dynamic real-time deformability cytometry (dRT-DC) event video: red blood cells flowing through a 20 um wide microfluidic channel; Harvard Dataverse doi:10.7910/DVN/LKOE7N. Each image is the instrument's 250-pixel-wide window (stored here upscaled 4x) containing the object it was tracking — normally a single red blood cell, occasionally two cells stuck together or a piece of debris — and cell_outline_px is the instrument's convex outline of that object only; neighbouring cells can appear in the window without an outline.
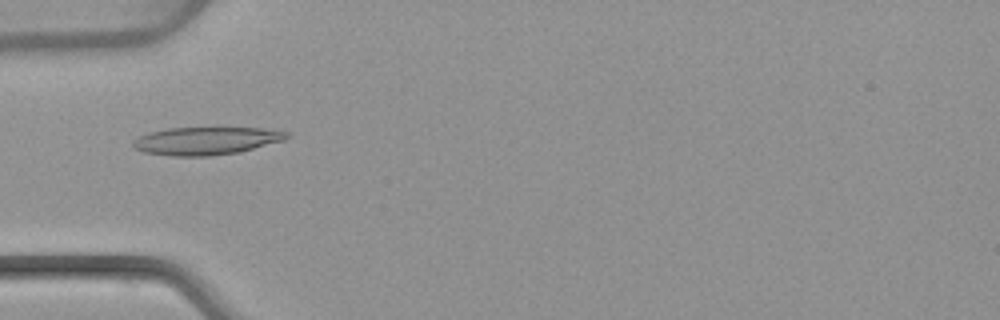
{"species": "common noctule bat (a hibernating species)", "species_latin": "Nyctalus noctula", "temperature_condition": "warm", "stored_images_in_passage": 42, "camera_frame_rate_fps": 3000, "um_per_image_px": 0.085, "animal": {"sex": "female", "body_mass_g": 22.7, "forearm_length_mm": 54.2}, "frame": {"image": 1, "passage_image": 8, "time_ms": 2.333, "image_size_px": [1000, 320], "cell_outline_px": [[292, 136], [284, 140], [240, 152], [212, 156], [172, 156], [144, 152], [136, 148], [132, 144], [132, 140], [148, 132], [168, 128], [260, 128], [288, 132]], "centroid_in_image_um": [17.53, 11.97], "position_along_channel_um": 67.5, "area_um2": 24.91}}
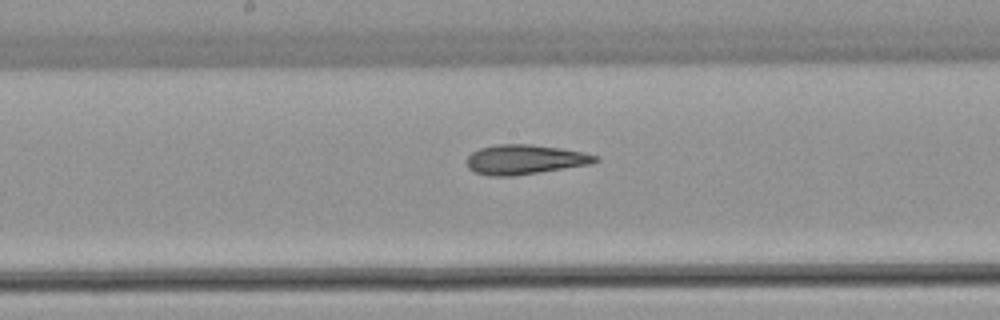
{"frame": {"image": 2, "passage_image": 18, "time_ms": 5.667, "image_size_px": [1000, 320], "cell_outline_px": [[600, 160], [592, 164], [516, 176], [488, 176], [472, 172], [468, 168], [468, 156], [472, 152], [480, 148], [496, 144], [532, 144], [560, 148], [584, 152], [600, 156]], "centroid_in_image_um": [44.64, 13.56], "position_along_channel_um": 203.6, "area_um2": 22.54}}
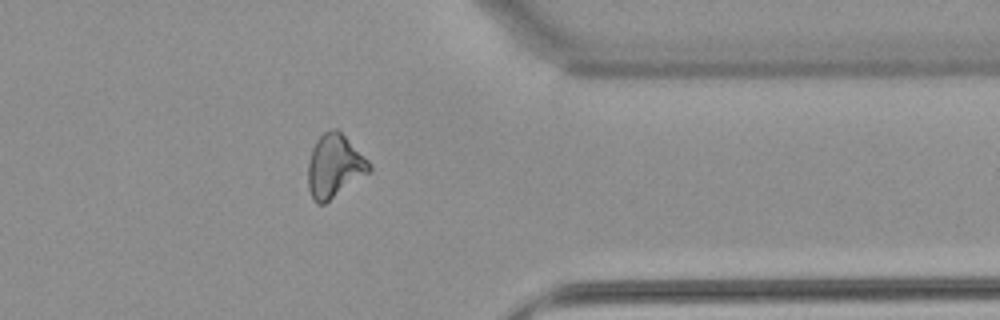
{"frame": {"image": 3, "passage_image": 32, "time_ms": 10.333, "image_size_px": [1000, 320], "cell_outline_px": [[372, 172], [324, 204], [316, 204], [312, 200], [308, 188], [308, 160], [312, 148], [316, 140], [324, 132], [332, 128], [336, 128], [372, 164]], "centroid_in_image_um": [28.43, 14.15], "position_along_channel_um": 383.0, "area_um2": 22.77}, "authors_computed_cell_mechanics": {"area_um2": 22.4842, "velocity_mm_per_s": 4.0849, "shape_relaxation_time_tau1_ms": null, "shape_relaxation_time_tau2_ms": 2.8364, "deformation_change_tau1": null, "deformation_change_tau2": 0.1195}}